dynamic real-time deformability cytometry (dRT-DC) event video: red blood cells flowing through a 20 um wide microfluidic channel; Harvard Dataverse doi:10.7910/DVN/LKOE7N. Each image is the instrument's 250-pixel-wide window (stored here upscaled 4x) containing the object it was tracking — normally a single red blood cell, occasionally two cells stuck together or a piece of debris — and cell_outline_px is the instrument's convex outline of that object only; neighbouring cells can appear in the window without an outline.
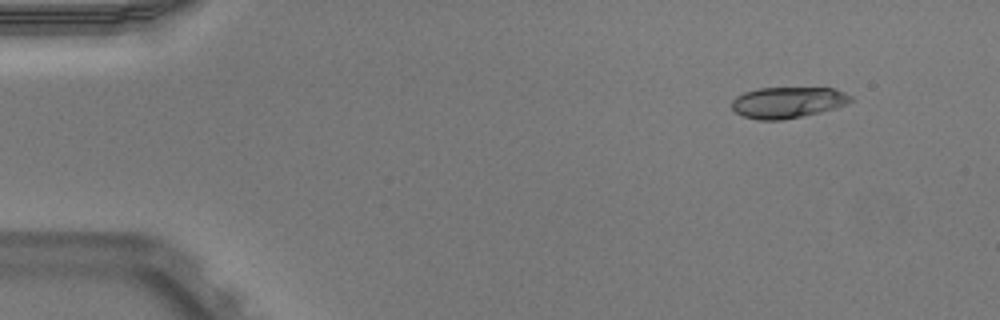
{"species": "Egyptian fruit bat (a non-hibernating species)", "species_latin": "Rousettus aegyptiacus", "temperature_condition": "warm", "stored_images_in_passage": 47, "camera_frame_rate_fps": 3000, "um_per_image_px": 0.085, "animal": {"sex": "male"}, "frame": {"image": 1, "passage_image": 1, "time_ms": 0.0, "image_size_px": [1000, 320], "cell_outline_px": [[852, 100], [836, 108], [820, 112], [784, 120], [756, 120], [744, 116], [736, 112], [732, 108], [732, 100], [736, 96], [744, 92], [760, 88], [832, 88], [844, 92], [852, 96]], "centroid_in_image_um": [66.94, 8.71], "position_along_channel_um": 18.1, "area_um2": 21.5}}
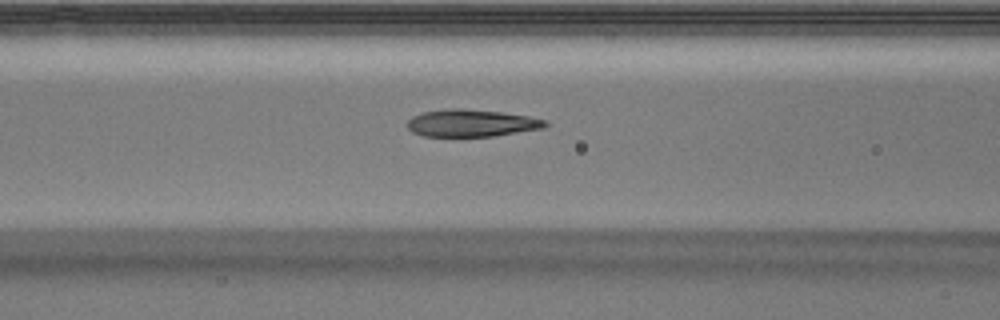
{"frame": {"image": 2, "passage_image": 17, "time_ms": 5.333, "image_size_px": [1000, 320], "cell_outline_px": [[548, 124], [544, 128], [492, 136], [424, 136], [412, 132], [408, 128], [408, 120], [412, 116], [424, 112], [452, 108], [464, 108], [500, 112], [528, 116], [544, 120]], "centroid_in_image_um": [40.05, 10.46], "position_along_channel_um": 126.5, "area_um2": 21.68}}
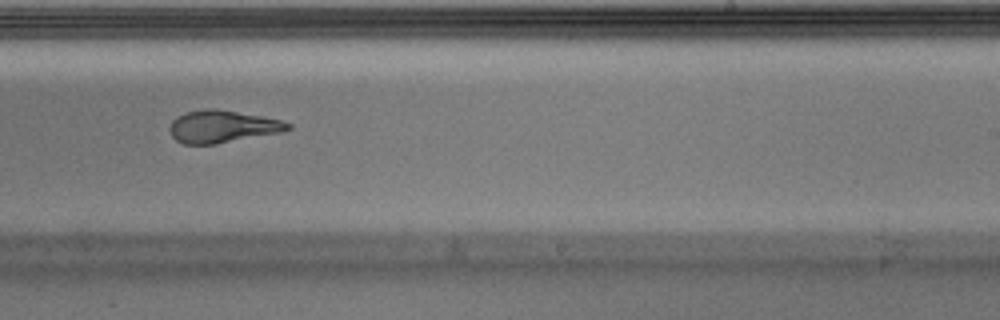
{"frame": {"image": 3, "passage_image": 28, "time_ms": 9.0, "image_size_px": [1000, 320], "cell_outline_px": [[292, 128], [280, 132], [216, 144], [184, 144], [176, 140], [172, 136], [168, 128], [172, 120], [176, 116], [184, 112], [204, 108], [216, 108], [260, 116], [280, 120], [292, 124]], "centroid_in_image_um": [18.85, 10.74], "position_along_channel_um": 270.2, "area_um2": 22.31}, "authors_computed_cell_mechanics": {"area_um2": 22.3686, "velocity_mm_per_s": 3.9217, "shape_relaxation_time_tau1_ms": 5.0981, "shape_relaxation_time_tau2_ms": 1.2759, "deformation_change_tau1": 0.2338, "deformation_change_tau2": 0.1036}}